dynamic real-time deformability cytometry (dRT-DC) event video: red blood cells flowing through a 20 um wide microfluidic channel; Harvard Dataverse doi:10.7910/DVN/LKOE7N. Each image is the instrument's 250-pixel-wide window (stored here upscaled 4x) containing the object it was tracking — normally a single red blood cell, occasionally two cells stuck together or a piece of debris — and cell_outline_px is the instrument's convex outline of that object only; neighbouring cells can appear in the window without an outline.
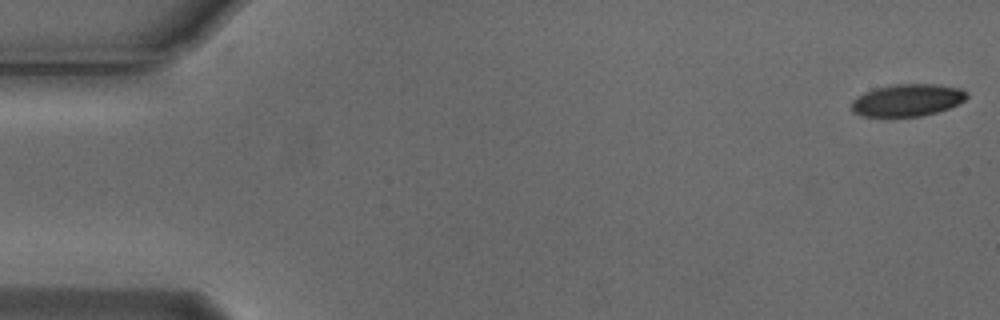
{"species": "Egyptian fruit bat (a non-hibernating species)", "species_latin": "Rousettus aegyptiacus", "temperature_condition": "cold", "stored_images_in_passage": 27, "camera_frame_rate_fps": 3000, "um_per_image_px": 0.085, "animal": {"sex": "male"}, "frame": {"image": 1, "passage_image": 1, "time_ms": 0.0, "image_size_px": [1000, 320], "cell_outline_px": [[968, 96], [964, 100], [948, 108], [936, 112], [920, 116], [864, 116], [852, 112], [852, 100], [864, 92], [876, 88], [896, 84], [932, 84], [960, 88], [968, 92]], "centroid_in_image_um": [77.12, 8.51], "position_along_channel_um": 7.9, "area_um2": 21.39}}
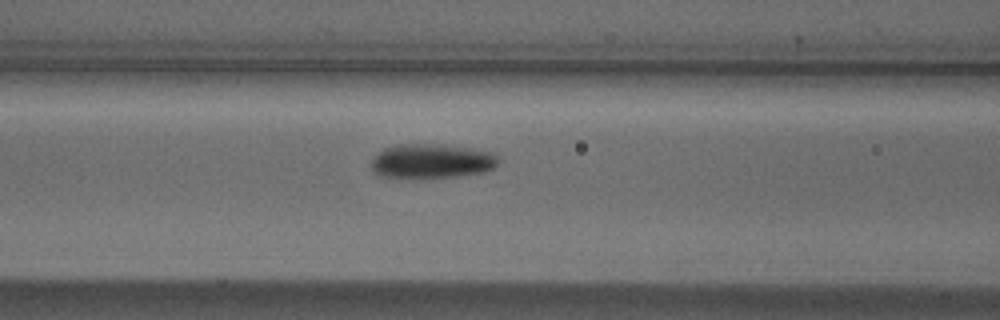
{"frame": {"image": 2, "passage_image": 22, "time_ms": 7.0, "image_size_px": [1000, 320], "cell_outline_px": [[500, 160], [492, 168], [484, 172], [456, 176], [400, 180], [380, 176], [372, 168], [372, 160], [384, 148], [404, 144], [440, 144], [496, 152]], "centroid_in_image_um": [36.69, 13.72], "position_along_channel_um": 129.9, "area_um2": 25.89}}
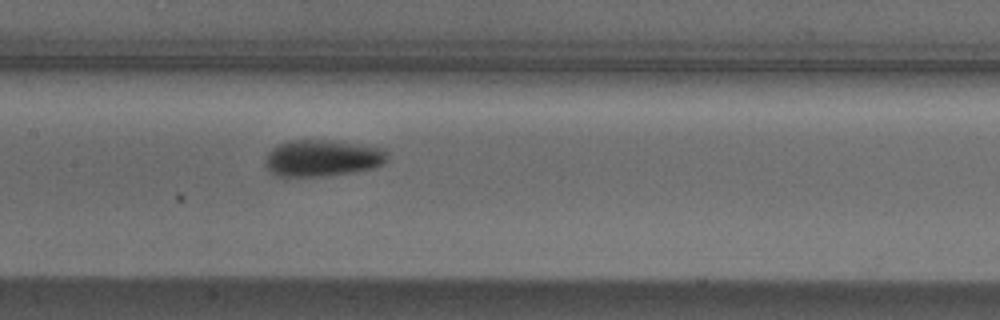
{"frame": {"image": 3, "passage_image": 26, "time_ms": 8.333, "image_size_px": [1000, 320], "cell_outline_px": [[388, 160], [384, 164], [372, 168], [356, 172], [328, 176], [276, 176], [264, 164], [264, 160], [268, 152], [272, 148], [288, 140], [328, 140], [384, 148], [388, 152]], "centroid_in_image_um": [27.42, 13.44], "position_along_channel_um": 180.0, "area_um2": 26.24}}